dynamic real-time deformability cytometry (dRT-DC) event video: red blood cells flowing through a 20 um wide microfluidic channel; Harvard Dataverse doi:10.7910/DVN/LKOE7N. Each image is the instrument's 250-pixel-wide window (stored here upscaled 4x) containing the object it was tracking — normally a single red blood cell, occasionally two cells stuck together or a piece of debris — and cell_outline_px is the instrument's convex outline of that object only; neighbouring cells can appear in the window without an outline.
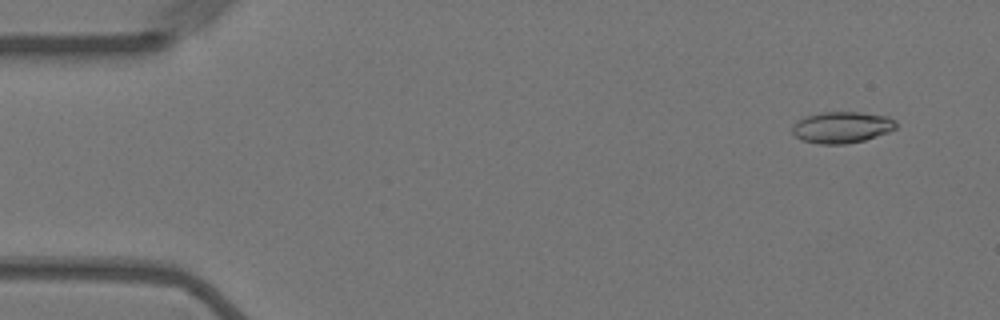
{"species": "Egyptian fruit bat (a non-hibernating species)", "species_latin": "Rousettus aegyptiacus", "temperature_condition": "warm", "stored_images_in_passage": 56, "camera_frame_rate_fps": 3000, "um_per_image_px": 0.085, "animal": {"sex": "female"}, "frame": {"image": 1, "passage_image": 4, "time_ms": 1.0, "image_size_px": [1000, 320], "cell_outline_px": [[896, 128], [888, 132], [864, 140], [844, 144], [820, 144], [800, 140], [792, 132], [792, 128], [804, 116], [824, 112], [860, 112], [888, 116], [896, 120]], "centroid_in_image_um": [71.57, 10.82], "position_along_channel_um": 13.4, "area_um2": 18.9}}
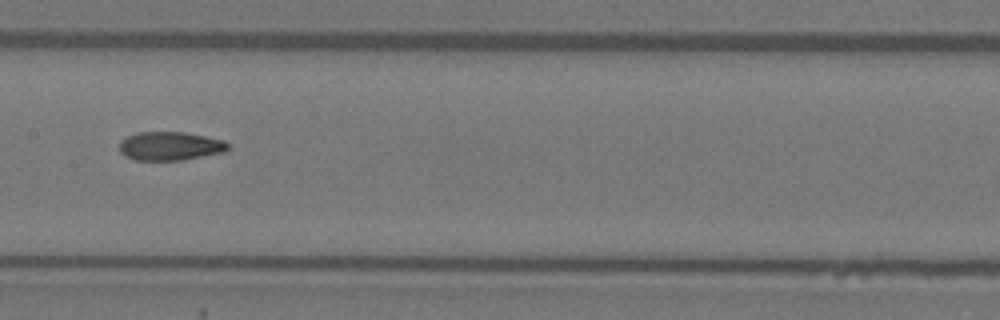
{"frame": {"image": 2, "passage_image": 28, "time_ms": 9.0, "image_size_px": [1000, 320], "cell_outline_px": [[232, 148], [224, 152], [184, 160], [136, 160], [124, 156], [120, 152], [120, 140], [136, 132], [184, 132], [224, 140]], "centroid_in_image_um": [14.47, 12.42], "position_along_channel_um": 192.9, "area_um2": 18.26}}
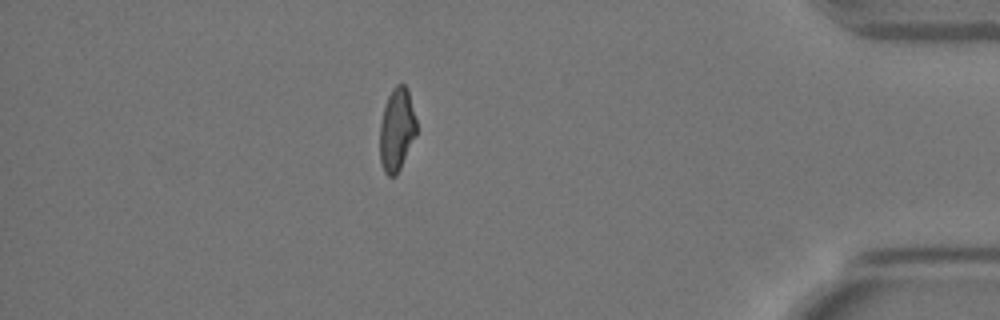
{"frame": {"image": 3, "passage_image": 49, "time_ms": 16.0, "image_size_px": [1000, 320], "cell_outline_px": [[416, 136], [396, 176], [388, 176], [384, 172], [380, 160], [380, 124], [384, 104], [392, 88], [396, 84], [404, 84], [408, 88], [416, 120]], "centroid_in_image_um": [33.72, 11.0], "position_along_channel_um": 401.5, "area_um2": 17.86}, "authors_computed_cell_mechanics": {"area_um2": 18.4671, "velocity_mm_per_s": 3.6048, "shape_relaxation_time_tau1_ms": 10.6713, "shape_relaxation_time_tau2_ms": 2.7671, "deformation_change_tau1": 0.2834, "deformation_change_tau2": 0.0957}}